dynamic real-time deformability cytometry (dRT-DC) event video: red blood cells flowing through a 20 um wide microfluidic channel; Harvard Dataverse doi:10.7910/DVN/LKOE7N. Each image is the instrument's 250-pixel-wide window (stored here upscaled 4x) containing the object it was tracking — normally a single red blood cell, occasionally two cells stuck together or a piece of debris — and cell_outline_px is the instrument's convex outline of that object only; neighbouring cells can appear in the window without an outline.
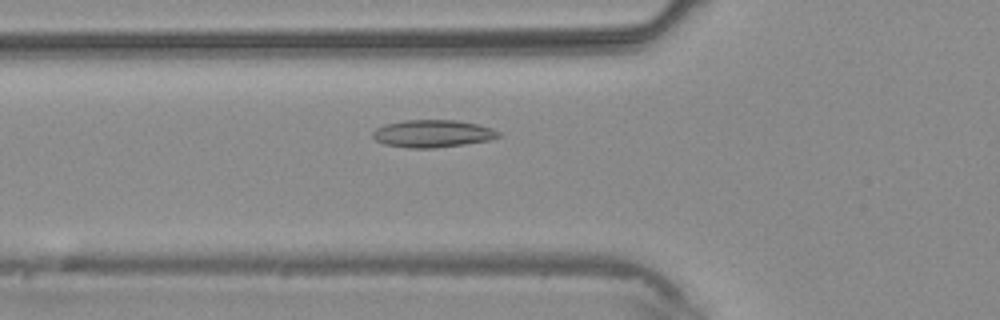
{"species": "common noctule bat (a hibernating species)", "species_latin": "Nyctalus noctula", "temperature_condition": "warm", "stored_images_in_passage": 5, "camera_frame_rate_fps": 3000, "um_per_image_px": 0.085, "animal": {"sex": "male", "body_mass_g": 20.4}, "frame": {"image": 1, "passage_image": 5, "time_ms": 4.667, "image_size_px": [1000, 320], "cell_outline_px": [[500, 136], [488, 140], [464, 144], [432, 148], [408, 148], [384, 144], [376, 140], [372, 136], [372, 132], [376, 128], [384, 124], [404, 120], [456, 120], [480, 124], [492, 128], [500, 132]], "centroid_in_image_um": [36.76, 11.35], "position_along_channel_um": 89.0, "area_um2": 20.17}}